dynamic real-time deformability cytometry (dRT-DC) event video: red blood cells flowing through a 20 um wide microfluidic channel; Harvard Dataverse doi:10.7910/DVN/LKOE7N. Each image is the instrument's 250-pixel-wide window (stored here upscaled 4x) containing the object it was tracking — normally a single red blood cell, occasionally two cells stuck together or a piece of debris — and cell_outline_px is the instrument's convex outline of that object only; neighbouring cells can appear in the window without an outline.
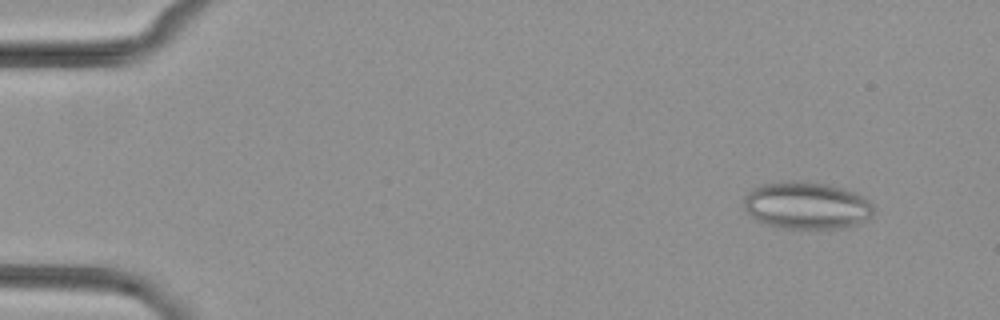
{"species": "common noctule bat (a hibernating species)", "species_latin": "Nyctalus noctula", "temperature_condition": "cold", "stored_images_in_passage": 53, "camera_frame_rate_fps": 3000, "um_per_image_px": 0.085, "animal": {"sex": "female", "body_mass_g": 29.2, "forearm_length_mm": 56.3}, "frame": {"image": 1, "passage_image": 5, "time_ms": 1.333, "image_size_px": [1000, 320], "cell_outline_px": [[872, 216], [856, 224], [844, 228], [784, 228], [764, 224], [756, 220], [744, 208], [744, 196], [752, 188], [760, 184], [784, 180], [800, 180], [828, 184], [844, 188], [856, 192], [872, 200]], "centroid_in_image_um": [68.55, 17.44], "position_along_channel_um": 16.4, "area_um2": 36.24}}
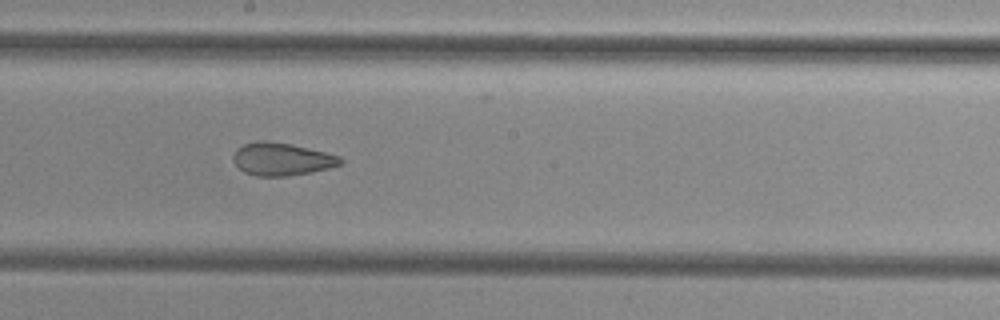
{"frame": {"image": 2, "passage_image": 30, "time_ms": 9.667, "image_size_px": [1000, 320], "cell_outline_px": [[344, 160], [340, 164], [328, 168], [312, 172], [288, 176], [256, 176], [244, 172], [232, 160], [232, 156], [236, 148], [244, 144], [256, 140], [264, 140], [292, 144], [340, 156]], "centroid_in_image_um": [23.92, 13.52], "position_along_channel_um": 224.3, "area_um2": 20.52}}
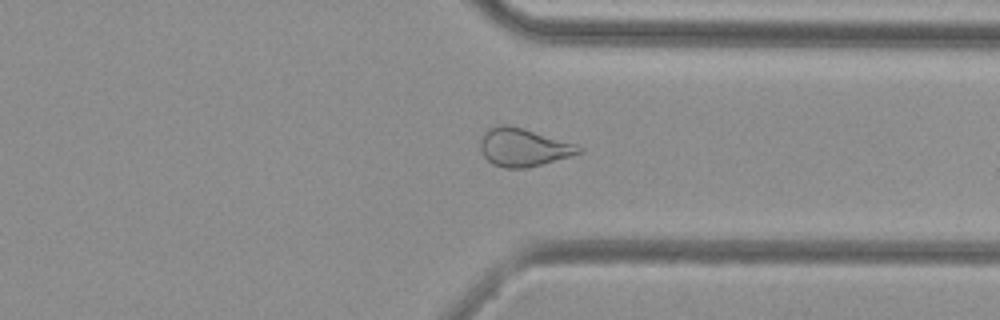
{"frame": {"image": 3, "passage_image": 41, "time_ms": 13.333, "image_size_px": [1000, 320], "cell_outline_px": [[584, 152], [540, 164], [524, 168], [504, 168], [492, 164], [484, 156], [480, 148], [480, 140], [484, 132], [488, 128], [500, 124], [508, 124], [576, 144], [584, 148]], "centroid_in_image_um": [44.46, 12.51], "position_along_channel_um": 366.9, "area_um2": 21.68}}